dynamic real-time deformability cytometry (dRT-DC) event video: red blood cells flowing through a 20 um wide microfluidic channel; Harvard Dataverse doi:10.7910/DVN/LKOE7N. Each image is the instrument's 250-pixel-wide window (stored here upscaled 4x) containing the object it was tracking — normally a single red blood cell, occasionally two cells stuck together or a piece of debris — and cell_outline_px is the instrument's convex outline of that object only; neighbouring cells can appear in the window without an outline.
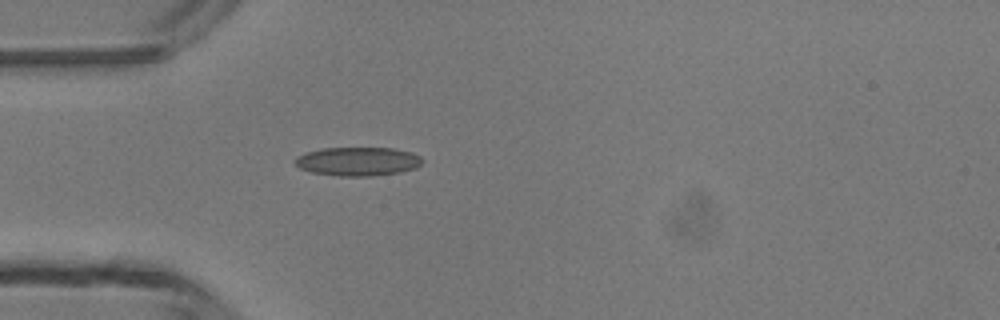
{"species": "common noctule bat (a hibernating species)", "species_latin": "Nyctalus noctula", "temperature_condition": "room temperature", "stored_images_in_passage": 1, "camera_frame_rate_fps": 3000, "um_per_image_px": 0.085, "animal": {"sex": "male", "body_mass_g": 13.3}, "frame": {"image": 1, "passage_image": 1, "time_ms": 0.0, "image_size_px": [1000, 320], "cell_outline_px": [[424, 160], [416, 168], [400, 172], [372, 176], [340, 176], [312, 172], [300, 168], [292, 160], [296, 156], [308, 152], [324, 148], [392, 148], [412, 152], [420, 156]], "centroid_in_image_um": [30.43, 13.72], "position_along_channel_um": 54.6, "area_um2": 21.33}}